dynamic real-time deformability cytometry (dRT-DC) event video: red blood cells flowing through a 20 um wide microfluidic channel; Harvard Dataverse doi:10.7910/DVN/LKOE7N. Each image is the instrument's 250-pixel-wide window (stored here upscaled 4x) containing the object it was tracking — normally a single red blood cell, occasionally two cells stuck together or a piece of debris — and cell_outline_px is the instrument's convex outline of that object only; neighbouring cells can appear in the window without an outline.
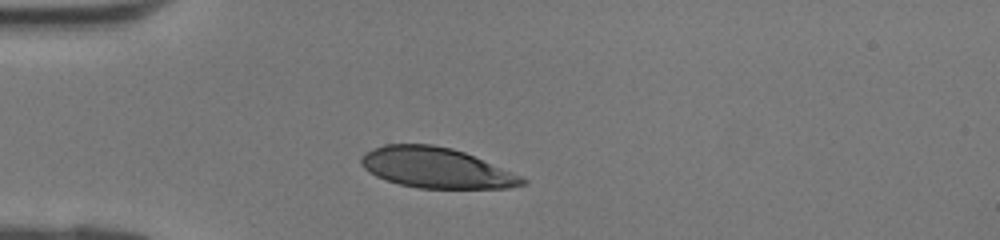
{"species": "human", "species_latin": "Homo sapiens", "temperature_condition": "room temperature", "stored_images_in_passage": 25, "camera_frame_rate_fps": 3000, "um_per_image_px": 0.085, "donor": {"sex": "female"}, "frame": {"image": 1, "passage_image": 1, "time_ms": 0.0, "image_size_px": [1000, 240], "cell_outline_px": [[528, 184], [508, 188], [420, 188], [400, 184], [376, 176], [368, 172], [360, 164], [360, 156], [364, 152], [372, 148], [384, 144], [432, 144], [452, 148], [464, 152], [524, 176], [528, 180]], "centroid_in_image_um": [37.09, 14.26], "position_along_channel_um": 47.9, "area_um2": 38.21}}
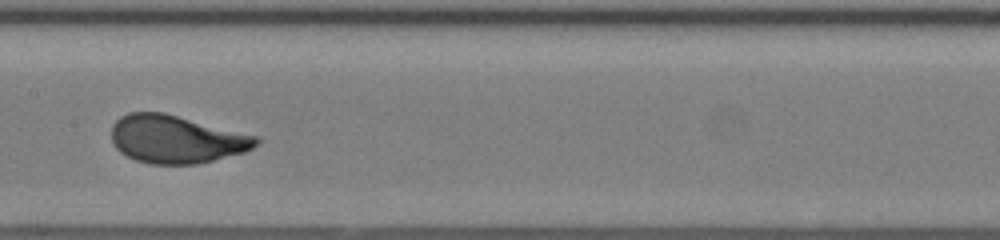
{"frame": {"image": 2, "passage_image": 11, "time_ms": 3.333, "image_size_px": [1000, 240], "cell_outline_px": [[260, 140], [252, 148], [244, 152], [196, 164], [152, 164], [136, 160], [120, 152], [116, 148], [112, 140], [112, 124], [120, 116], [128, 112], [164, 112], [260, 136]], "centroid_in_image_um": [14.98, 11.82], "position_along_channel_um": 192.4, "area_um2": 40.52}}
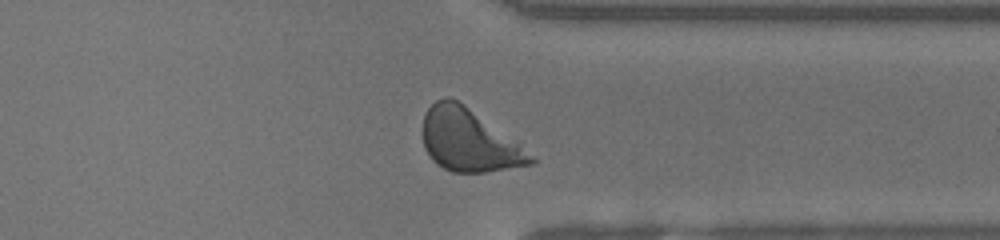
{"frame": {"image": 3, "passage_image": 22, "time_ms": 7.0, "image_size_px": [1000, 240], "cell_outline_px": [[536, 160], [532, 164], [484, 172], [452, 172], [436, 164], [432, 160], [424, 148], [424, 112], [436, 100], [444, 96], [448, 96], [464, 104], [520, 140], [536, 156]], "centroid_in_image_um": [39.94, 11.91], "position_along_channel_um": 371.5, "area_um2": 40.06}}